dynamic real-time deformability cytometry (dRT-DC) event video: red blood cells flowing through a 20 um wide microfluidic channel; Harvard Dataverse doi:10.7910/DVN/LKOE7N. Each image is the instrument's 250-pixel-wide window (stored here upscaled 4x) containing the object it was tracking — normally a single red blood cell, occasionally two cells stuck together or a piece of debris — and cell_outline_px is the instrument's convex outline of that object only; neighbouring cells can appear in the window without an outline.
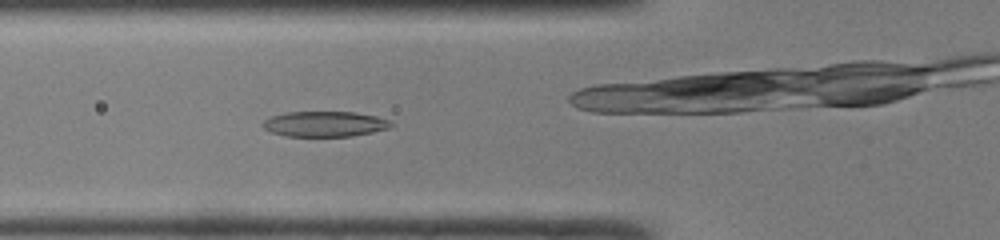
{"species": "common noctule bat (a hibernating species)", "species_latin": "Nyctalus noctula", "temperature_condition": "room temperature", "stored_images_in_passage": 45, "camera_frame_rate_fps": 3000, "um_per_image_px": 0.085, "animal": {"sex": "male", "body_mass_g": 19.0, "forearm_length_mm": 50.8}, "frame": {"image": 1, "passage_image": 14, "time_ms": 4.333, "image_size_px": [1000, 240], "cell_outline_px": [[396, 124], [388, 128], [372, 132], [352, 136], [284, 136], [272, 132], [264, 128], [260, 124], [264, 120], [272, 116], [288, 112], [356, 112], [376, 116], [388, 120]], "centroid_in_image_um": [27.61, 10.54], "position_along_channel_um": 98.2, "area_um2": 18.96}}
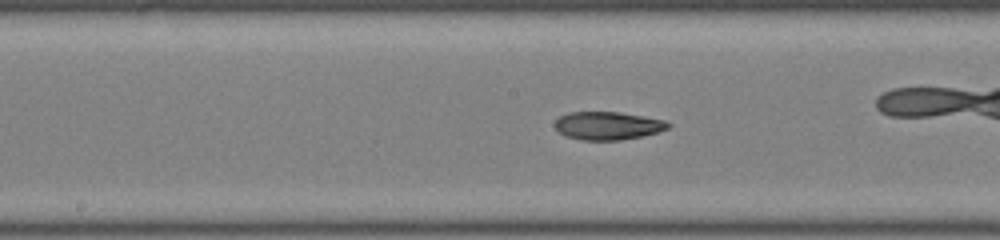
{"frame": {"image": 2, "passage_image": 21, "time_ms": 6.667, "image_size_px": [1000, 240], "cell_outline_px": [[672, 124], [668, 128], [660, 132], [620, 140], [580, 140], [564, 136], [556, 128], [556, 120], [560, 116], [568, 112], [620, 112], [664, 120]], "centroid_in_image_um": [51.66, 10.68], "position_along_channel_um": 196.5, "area_um2": 18.5}}
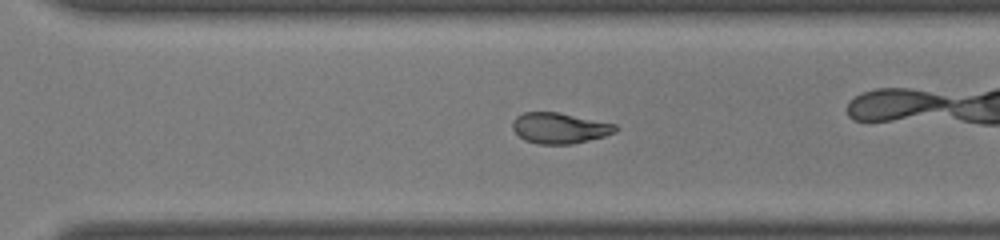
{"frame": {"image": 3, "passage_image": 30, "time_ms": 9.667, "image_size_px": [1000, 240], "cell_outline_px": [[620, 128], [616, 132], [604, 136], [572, 144], [540, 144], [524, 140], [512, 128], [512, 120], [516, 116], [524, 112], [556, 112], [616, 124]], "centroid_in_image_um": [47.56, 10.88], "position_along_channel_um": 323.0, "area_um2": 18.38}, "authors_computed_cell_mechanics": {"area_um2": 19.3052, "velocity_mm_per_s": 4.2173, "shape_relaxation_time_tau1_ms": 5.4028, "shape_relaxation_time_tau2_ms": 3.3319, "deformation_change_tau1": 0.1725, "deformation_change_tau2": 0.1046}}